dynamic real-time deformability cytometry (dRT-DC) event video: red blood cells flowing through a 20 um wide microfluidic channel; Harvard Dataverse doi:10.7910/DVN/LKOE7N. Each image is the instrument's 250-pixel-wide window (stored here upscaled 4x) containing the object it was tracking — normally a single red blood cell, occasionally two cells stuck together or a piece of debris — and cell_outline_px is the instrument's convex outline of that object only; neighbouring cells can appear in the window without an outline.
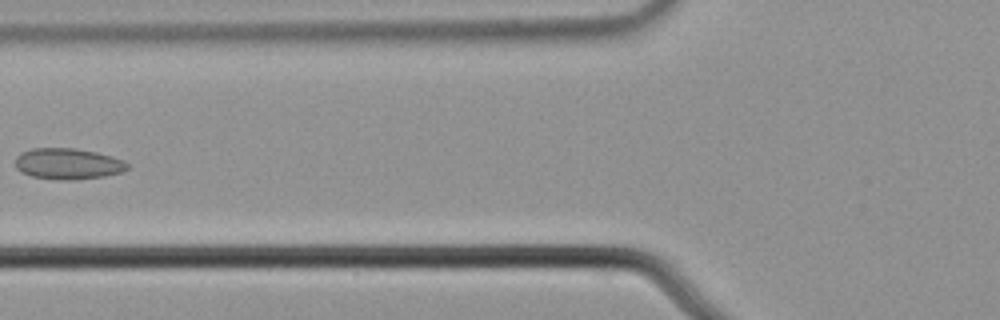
{"species": "common noctule bat (a hibernating species)", "species_latin": "Nyctalus noctula", "temperature_condition": "cold", "stored_images_in_passage": 4, "camera_frame_rate_fps": 3000, "um_per_image_px": 0.085, "animal": {"sex": "male", "body_mass_g": 21.5, "forearm_length_mm": 52.0}, "frame": {"image": 1, "passage_image": 4, "time_ms": 1.0, "image_size_px": [1000, 320], "cell_outline_px": [[128, 168], [120, 172], [104, 176], [68, 180], [56, 180], [32, 176], [20, 172], [16, 168], [16, 156], [20, 152], [32, 148], [76, 148], [96, 152], [112, 156], [124, 160], [128, 164]], "centroid_in_image_um": [5.74, 13.91], "position_along_channel_um": 120.1, "area_um2": 20.35}}